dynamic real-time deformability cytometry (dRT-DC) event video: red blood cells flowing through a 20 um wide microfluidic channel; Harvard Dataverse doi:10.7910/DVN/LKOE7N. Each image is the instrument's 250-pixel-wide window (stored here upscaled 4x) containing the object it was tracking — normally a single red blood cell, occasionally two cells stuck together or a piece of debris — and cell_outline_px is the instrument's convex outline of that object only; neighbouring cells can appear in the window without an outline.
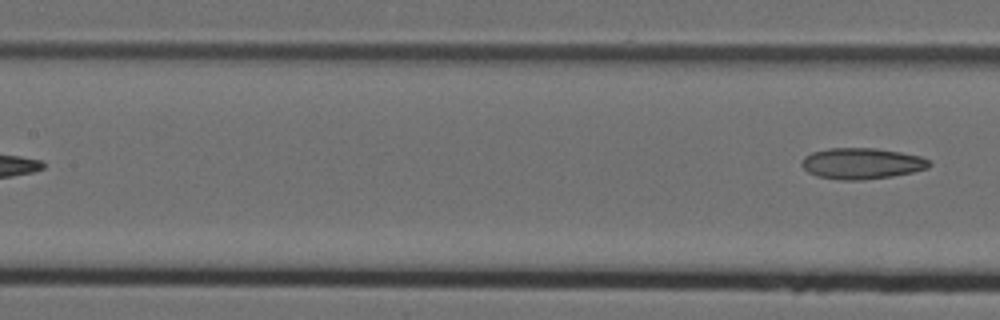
{"species": "Egyptian fruit bat (a non-hibernating species)", "species_latin": "Rousettus aegyptiacus", "temperature_condition": "cold", "stored_images_in_passage": 8, "segment_of_instrument_passage": [2, 2], "camera_frame_rate_fps": 3000, "um_per_image_px": 0.085, "animal": {"sex": "female"}, "frame": {"image": 1, "passage_image": 8, "time_ms": 2.333, "image_size_px": [1000, 320], "cell_outline_px": [[932, 164], [928, 168], [912, 172], [892, 176], [860, 180], [840, 180], [816, 176], [808, 172], [800, 164], [800, 160], [804, 156], [812, 152], [828, 148], [876, 148], [900, 152], [920, 156], [928, 160]], "centroid_in_image_um": [73.21, 13.89], "position_along_channel_um": 134.2, "area_um2": 23.18}}